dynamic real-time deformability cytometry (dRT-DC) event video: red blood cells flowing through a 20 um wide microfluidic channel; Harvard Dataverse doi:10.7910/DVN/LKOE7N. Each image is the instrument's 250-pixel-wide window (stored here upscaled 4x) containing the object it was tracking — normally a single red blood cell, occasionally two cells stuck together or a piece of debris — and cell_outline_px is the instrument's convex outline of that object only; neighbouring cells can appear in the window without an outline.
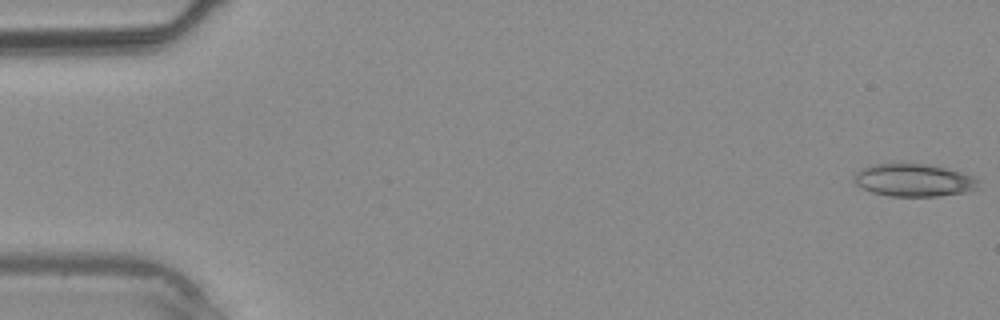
{"species": "common noctule bat (a hibernating species)", "species_latin": "Nyctalus noctula", "temperature_condition": "warm", "stored_images_in_passage": 39, "camera_frame_rate_fps": 3000, "um_per_image_px": 0.085, "animal": {"sex": "male", "body_mass_g": 20.4}, "frame": {"image": 1, "passage_image": 1, "time_ms": 0.0, "image_size_px": [1000, 320], "cell_outline_px": [[980, 188], [964, 192], [936, 196], [892, 196], [872, 192], [856, 184], [852, 180], [852, 176], [856, 172], [868, 164], [900, 160], [948, 168], [972, 176], [980, 180]], "centroid_in_image_um": [77.62, 15.26], "position_along_channel_um": 7.4, "area_um2": 24.51}}
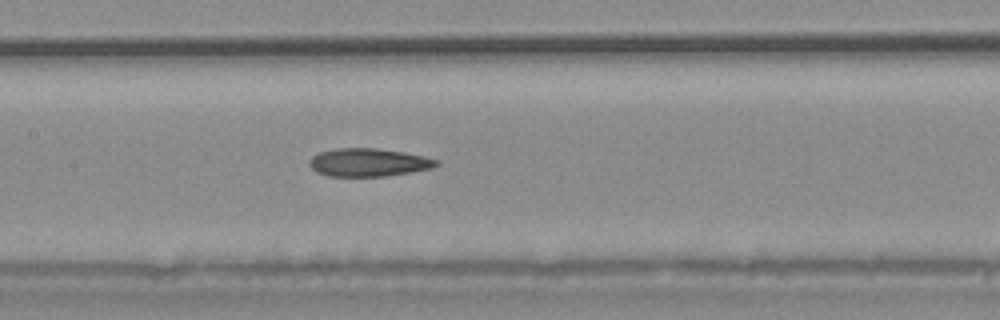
{"frame": {"image": 2, "passage_image": 19, "time_ms": 6.0, "image_size_px": [1000, 320], "cell_outline_px": [[440, 164], [432, 168], [412, 172], [384, 176], [328, 176], [316, 172], [308, 164], [312, 156], [320, 152], [336, 148], [376, 148], [404, 152], [424, 156], [440, 160]], "centroid_in_image_um": [31.34, 13.8], "position_along_channel_um": 176.1, "area_um2": 20.87}}
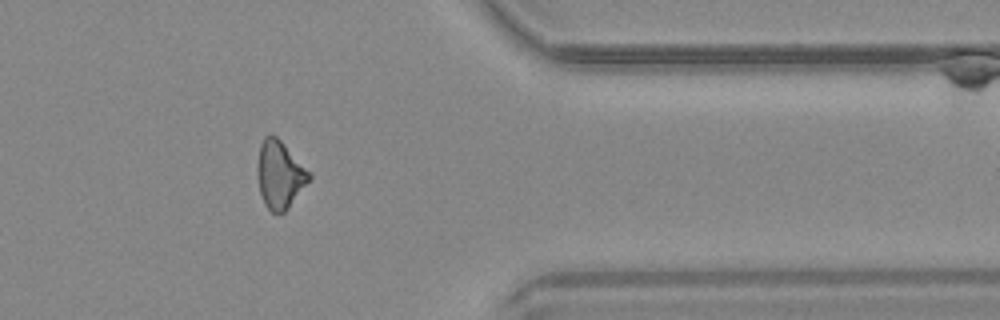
{"frame": {"image": 3, "passage_image": 32, "time_ms": 10.333, "image_size_px": [1000, 320], "cell_outline_px": [[312, 176], [288, 208], [280, 216], [272, 212], [264, 204], [260, 192], [256, 176], [256, 164], [260, 144], [264, 136], [272, 132], [312, 172]], "centroid_in_image_um": [23.75, 14.83], "position_along_channel_um": 387.6, "area_um2": 20.81}}